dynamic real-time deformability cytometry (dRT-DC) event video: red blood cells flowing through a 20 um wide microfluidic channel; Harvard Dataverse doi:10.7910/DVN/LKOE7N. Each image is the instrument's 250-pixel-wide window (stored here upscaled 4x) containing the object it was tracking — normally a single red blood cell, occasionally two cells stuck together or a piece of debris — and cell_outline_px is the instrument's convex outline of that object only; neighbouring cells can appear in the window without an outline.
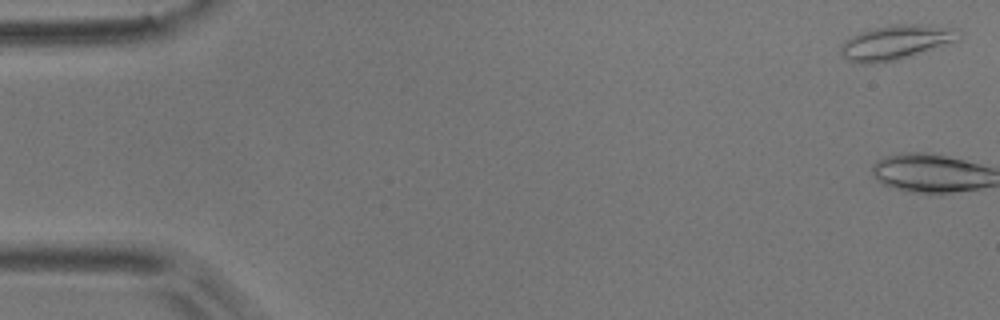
{"species": "common noctule bat (a hibernating species)", "species_latin": "Nyctalus noctula", "temperature_condition": "room temperature", "stored_images_in_passage": 3, "camera_frame_rate_fps": 3000, "um_per_image_px": 0.085, "animal": {"sex": "male", "body_mass_g": 17.9}, "frame": {"image": 1, "passage_image": 1, "time_ms": 0.0, "image_size_px": [1000, 320], "cell_outline_px": [[964, 32], [960, 40], [896, 60], [872, 64], [860, 64], [848, 60], [840, 56], [840, 44], [844, 40], [860, 32], [872, 28], [892, 24], [932, 24], [960, 28]], "centroid_in_image_um": [76.2, 3.58], "position_along_channel_um": 8.8, "area_um2": 24.39}}